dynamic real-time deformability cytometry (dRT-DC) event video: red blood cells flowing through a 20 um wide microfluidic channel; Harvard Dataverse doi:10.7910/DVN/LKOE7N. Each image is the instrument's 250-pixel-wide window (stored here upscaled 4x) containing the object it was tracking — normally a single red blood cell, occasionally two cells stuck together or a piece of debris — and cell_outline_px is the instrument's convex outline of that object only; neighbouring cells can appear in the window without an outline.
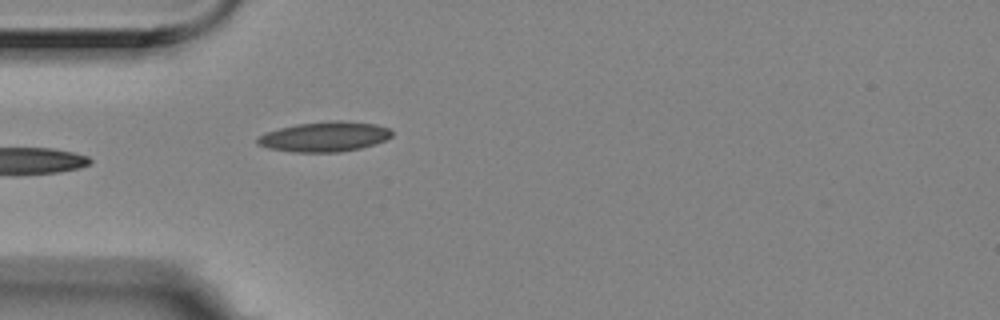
{"species": "Egyptian fruit bat (a non-hibernating species)", "species_latin": "Rousettus aegyptiacus", "temperature_condition": "room temperature", "stored_images_in_passage": 5, "camera_frame_rate_fps": 3000, "um_per_image_px": 0.085, "animal": {"sex": "female"}, "frame": {"image": 1, "passage_image": 5, "time_ms": 1.333, "image_size_px": [1000, 320], "cell_outline_px": [[392, 136], [376, 144], [360, 148], [340, 152], [292, 152], [268, 148], [256, 144], [256, 140], [264, 132], [296, 124], [328, 120], [340, 120], [376, 124], [388, 128], [392, 132]], "centroid_in_image_um": [27.57, 11.61], "position_along_channel_um": 57.4, "area_um2": 23.64}}